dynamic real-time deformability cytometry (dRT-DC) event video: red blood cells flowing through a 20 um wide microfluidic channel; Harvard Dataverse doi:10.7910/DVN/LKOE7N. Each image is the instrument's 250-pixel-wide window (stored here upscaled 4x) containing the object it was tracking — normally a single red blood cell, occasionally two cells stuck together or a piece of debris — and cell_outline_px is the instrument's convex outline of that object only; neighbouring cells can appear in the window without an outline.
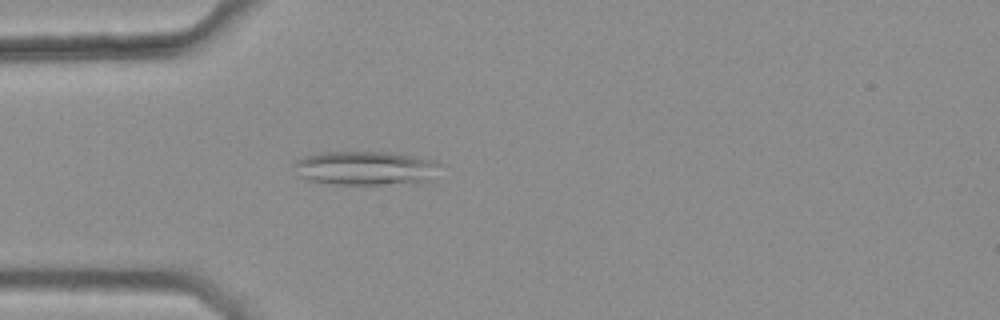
{"species": "common noctule bat (a hibernating species)", "species_latin": "Nyctalus noctula", "temperature_condition": "warm", "stored_images_in_passage": 32, "camera_frame_rate_fps": 3000, "um_per_image_px": 0.085, "animal": {"sex": "female", "body_mass_g": 25.1}, "frame": {"image": 1, "passage_image": 1, "time_ms": 0.0, "image_size_px": [1000, 320], "cell_outline_px": [[444, 164], [432, 180], [416, 184], [336, 184], [308, 180], [300, 176], [292, 164], [296, 160], [304, 156], [320, 152], [388, 152], [436, 160]], "centroid_in_image_um": [31.16, 14.3], "position_along_channel_um": 53.8, "area_um2": 29.48}}
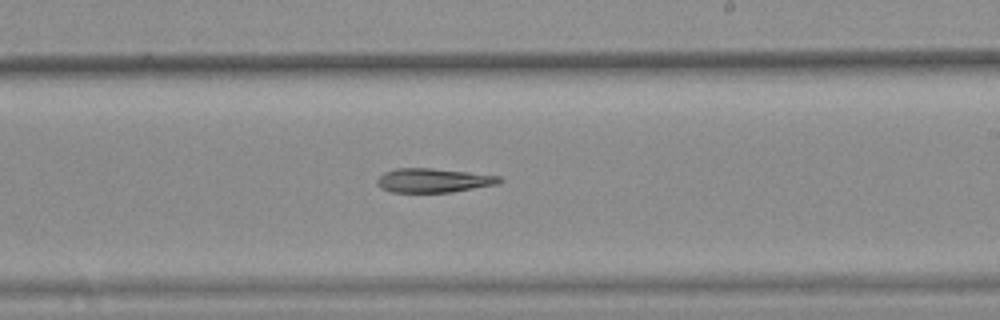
{"frame": {"image": 2, "passage_image": 17, "time_ms": 5.333, "image_size_px": [1000, 320], "cell_outline_px": [[504, 180], [496, 184], [452, 192], [392, 192], [376, 184], [376, 180], [384, 172], [396, 168], [432, 168], [468, 172], [500, 176]], "centroid_in_image_um": [36.84, 15.33], "position_along_channel_um": 252.2, "area_um2": 17.05}}
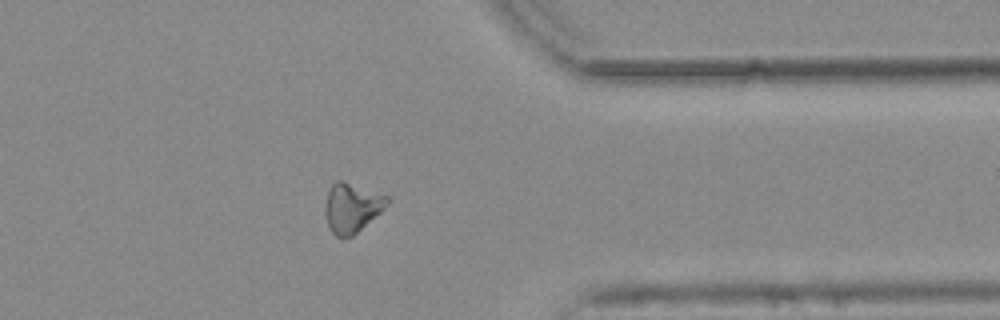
{"frame": {"image": 3, "passage_image": 28, "time_ms": 9.0, "image_size_px": [1000, 320], "cell_outline_px": [[392, 196], [388, 204], [380, 212], [352, 236], [340, 240], [332, 232], [328, 224], [324, 212], [324, 208], [328, 192], [332, 184], [336, 180], [340, 180]], "centroid_in_image_um": [29.92, 17.65], "position_along_channel_um": 381.5, "area_um2": 17.98}}